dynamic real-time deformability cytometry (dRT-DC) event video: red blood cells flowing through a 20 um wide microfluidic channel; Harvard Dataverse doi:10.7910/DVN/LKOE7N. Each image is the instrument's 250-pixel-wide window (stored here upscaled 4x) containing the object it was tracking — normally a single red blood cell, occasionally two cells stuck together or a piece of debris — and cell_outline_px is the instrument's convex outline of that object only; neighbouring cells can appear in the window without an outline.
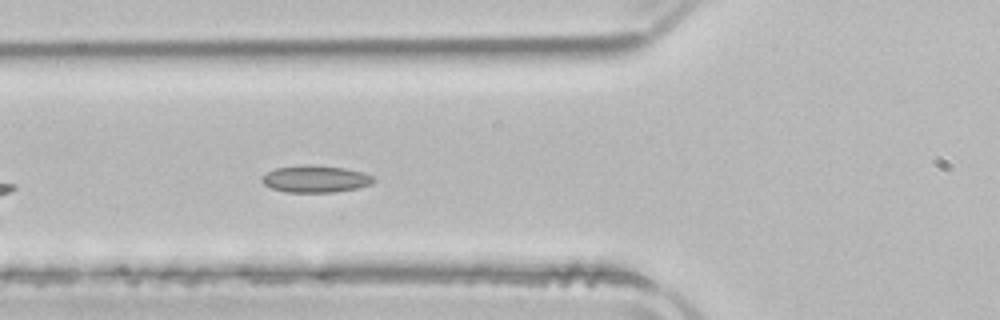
{"species": "common noctule bat (a hibernating species)", "species_latin": "Nyctalus noctula", "temperature_condition": "room temperature", "stored_images_in_passage": 32, "camera_frame_rate_fps": 3000, "um_per_image_px": 0.085, "animal": {"sex": "male", "body_mass_g": 21.5, "forearm_length_mm": 52.0}, "frame": {"image": 1, "passage_image": 6, "time_ms": 1.667, "image_size_px": [1000, 320], "cell_outline_px": [[376, 180], [372, 184], [356, 188], [336, 192], [284, 192], [272, 188], [264, 184], [260, 180], [268, 172], [276, 168], [308, 164], [312, 164], [344, 168], [364, 172], [372, 176]], "centroid_in_image_um": [26.84, 15.21], "position_along_channel_um": 99.0, "area_um2": 17.57}}
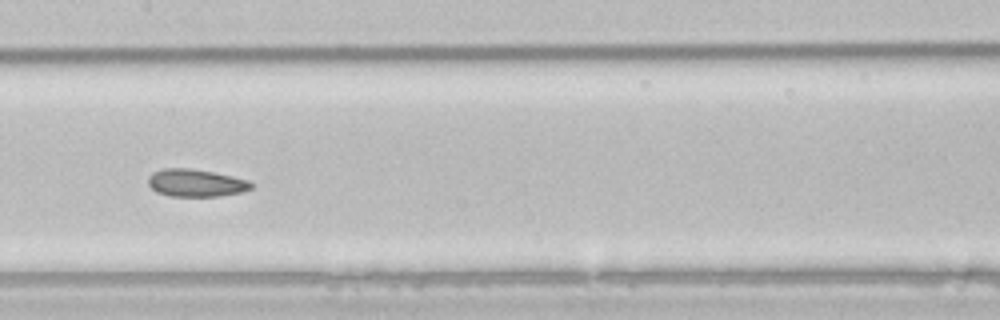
{"frame": {"image": 2, "passage_image": 13, "time_ms": 4.0, "image_size_px": [1000, 320], "cell_outline_px": [[252, 188], [240, 192], [220, 196], [172, 196], [156, 192], [148, 184], [148, 176], [152, 172], [164, 168], [192, 168], [232, 176], [248, 180], [252, 184]], "centroid_in_image_um": [16.61, 15.54], "position_along_channel_um": 190.8, "area_um2": 16.47}}
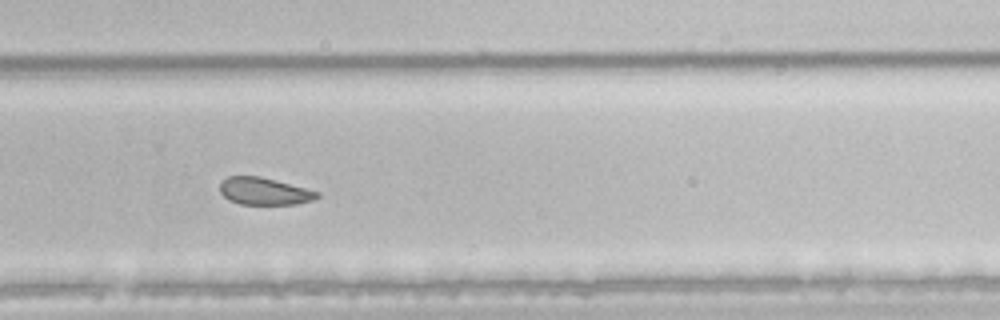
{"frame": {"image": 3, "passage_image": 22, "time_ms": 7.0, "image_size_px": [1000, 320], "cell_outline_px": [[320, 196], [312, 200], [296, 204], [240, 204], [228, 200], [220, 192], [220, 184], [228, 176], [260, 176], [320, 192]], "centroid_in_image_um": [22.45, 16.26], "position_along_channel_um": 307.3, "area_um2": 15.32}, "authors_computed_cell_mechanics": {"area_um2": 16.473, "velocity_mm_per_s": 3.915, "shape_relaxation_time_tau1_ms": null, "shape_relaxation_time_tau2_ms": 2.7318, "deformation_change_tau1": null, "deformation_change_tau2": 0.0759}}